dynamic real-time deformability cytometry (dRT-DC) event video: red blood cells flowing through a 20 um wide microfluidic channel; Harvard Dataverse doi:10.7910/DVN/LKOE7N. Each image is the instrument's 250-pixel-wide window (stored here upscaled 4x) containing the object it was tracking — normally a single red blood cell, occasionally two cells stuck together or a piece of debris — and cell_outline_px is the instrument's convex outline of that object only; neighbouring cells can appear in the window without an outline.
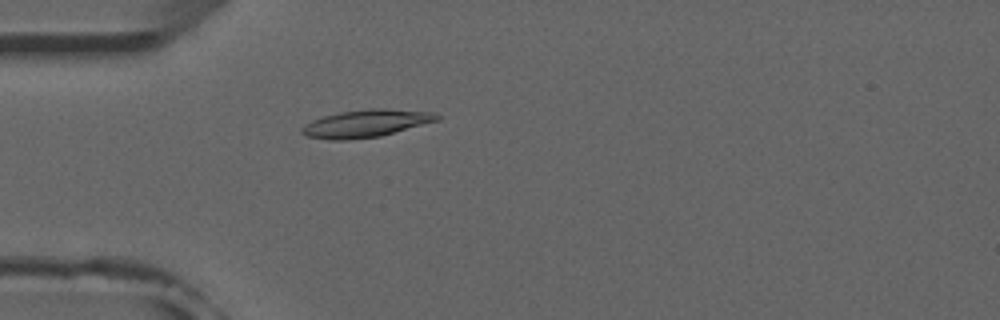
{"species": "common noctule bat (a hibernating species)", "species_latin": "Nyctalus noctula", "temperature_condition": "room temperature", "stored_images_in_passage": 46, "camera_frame_rate_fps": 3000, "um_per_image_px": 0.085, "animal": {"sex": "male", "forearm_length_mm": 52.5}, "frame": {"image": 1, "passage_image": 9, "time_ms": 2.667, "image_size_px": [1000, 320], "cell_outline_px": [[440, 120], [380, 136], [348, 140], [328, 140], [308, 136], [300, 132], [300, 128], [312, 120], [324, 116], [340, 112], [368, 108], [384, 108], [432, 112], [440, 116]], "centroid_in_image_um": [31.1, 10.49], "position_along_channel_um": 53.9, "area_um2": 21.68}}
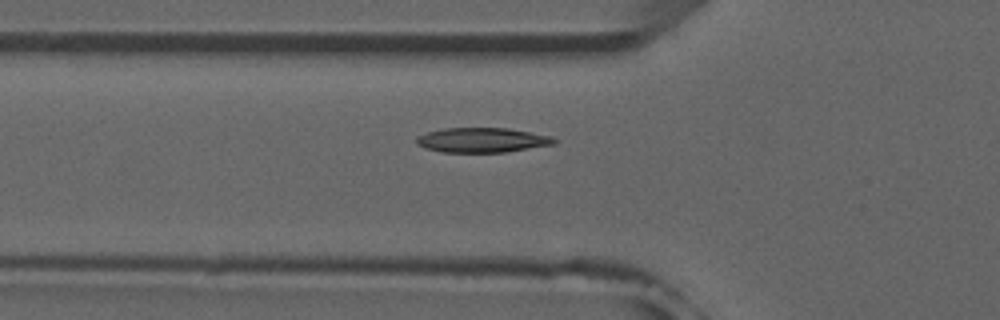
{"frame": {"image": 2, "passage_image": 12, "time_ms": 3.667, "image_size_px": [1000, 320], "cell_outline_px": [[560, 140], [556, 144], [504, 152], [444, 152], [424, 148], [416, 144], [416, 136], [428, 132], [444, 128], [508, 128], [552, 136]], "centroid_in_image_um": [41.01, 11.9], "position_along_channel_um": 84.8, "area_um2": 19.94}}
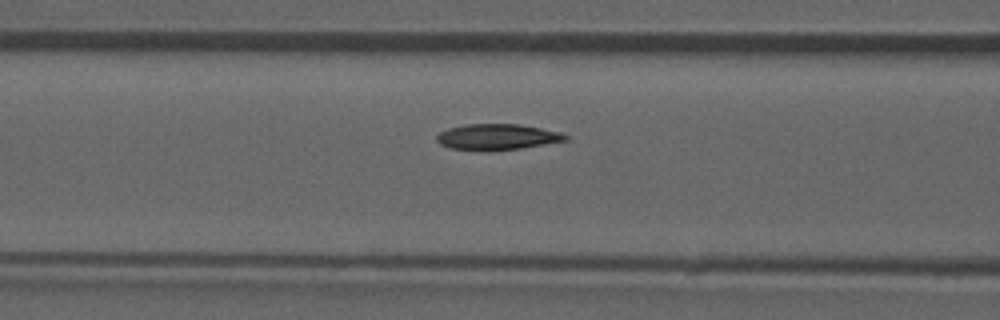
{"frame": {"image": 3, "passage_image": 15, "time_ms": 4.667, "image_size_px": [1000, 320], "cell_outline_px": [[568, 140], [520, 148], [448, 148], [440, 144], [436, 140], [436, 136], [440, 132], [448, 128], [468, 124], [520, 124], [560, 132], [568, 136]], "centroid_in_image_um": [42.27, 11.59], "position_along_channel_um": 124.3, "area_um2": 18.55}, "authors_computed_cell_mechanics": {"area_um2": 19.6231, "velocity_mm_per_s": 3.9058, "shape_relaxation_time_tau1_ms": 4.983, "shape_relaxation_time_tau2_ms": 3.0441, "deformation_change_tau1": 0.16, "deformation_change_tau2": 0.0671}}